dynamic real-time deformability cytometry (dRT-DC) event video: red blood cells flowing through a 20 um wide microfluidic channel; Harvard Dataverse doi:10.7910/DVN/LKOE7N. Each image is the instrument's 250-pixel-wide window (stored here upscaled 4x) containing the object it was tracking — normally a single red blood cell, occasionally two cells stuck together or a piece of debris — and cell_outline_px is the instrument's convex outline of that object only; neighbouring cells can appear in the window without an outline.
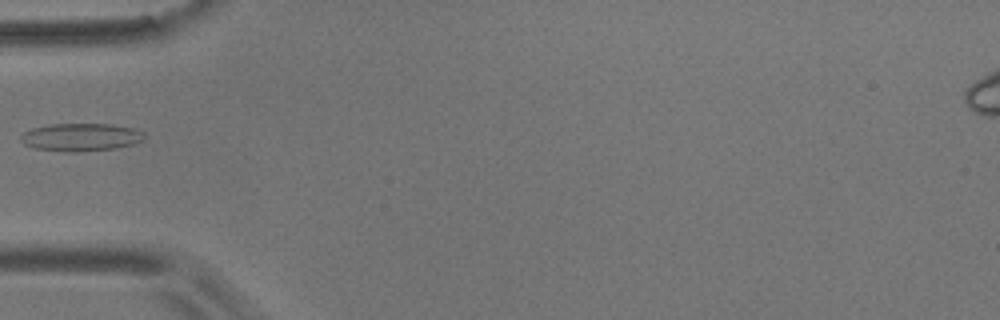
{"species": "common noctule bat (a hibernating species)", "species_latin": "Nyctalus noctula", "temperature_condition": "room temperature", "stored_images_in_passage": 6, "camera_frame_rate_fps": 3000, "um_per_image_px": 0.085, "animal": {"sex": "male", "body_mass_g": 17.9}, "frame": {"image": 1, "passage_image": 6, "time_ms": 5.667, "image_size_px": [1000, 320], "cell_outline_px": [[144, 140], [132, 144], [116, 148], [80, 152], [64, 152], [36, 148], [24, 144], [20, 140], [20, 136], [24, 132], [32, 128], [48, 124], [112, 124], [132, 128], [144, 132]], "centroid_in_image_um": [6.86, 11.66], "position_along_channel_um": 78.1, "area_um2": 20.11}}